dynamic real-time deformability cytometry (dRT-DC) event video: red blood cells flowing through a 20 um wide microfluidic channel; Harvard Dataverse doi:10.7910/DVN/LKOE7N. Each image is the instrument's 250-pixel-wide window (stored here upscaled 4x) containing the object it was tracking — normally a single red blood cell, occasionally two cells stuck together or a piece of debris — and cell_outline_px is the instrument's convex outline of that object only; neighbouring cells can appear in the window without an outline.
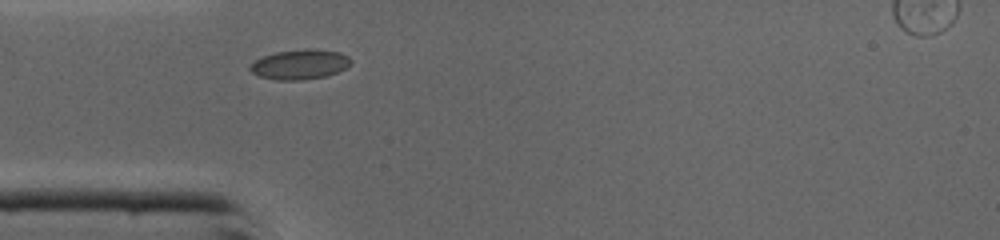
{"species": "common noctule bat (a hibernating species)", "species_latin": "Nyctalus noctula", "temperature_condition": "cold", "stored_images_in_passage": 25, "camera_frame_rate_fps": 3000, "um_per_image_px": 0.085, "animal": {"sex": "male", "body_mass_g": 19.0, "forearm_length_mm": 50.8}, "frame": {"image": 1, "passage_image": 1, "time_ms": 0.0, "image_size_px": [1000, 240], "cell_outline_px": [[352, 60], [344, 68], [336, 72], [324, 76], [300, 80], [276, 80], [260, 76], [252, 72], [248, 68], [256, 60], [264, 56], [276, 52], [316, 48], [340, 52], [348, 56]], "centroid_in_image_um": [25.49, 5.47], "position_along_channel_um": 59.5, "area_um2": 17.22}}
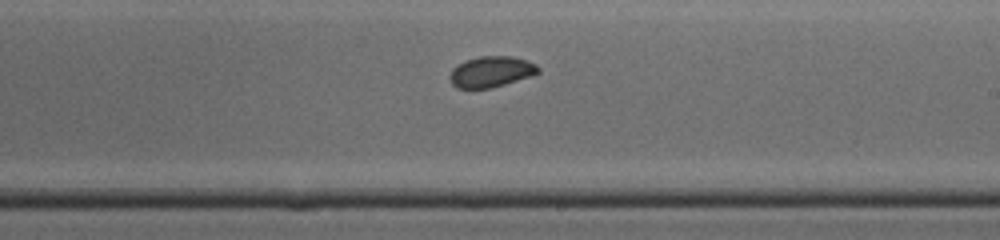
{"frame": {"image": 2, "passage_image": 14, "time_ms": 4.333, "image_size_px": [1000, 240], "cell_outline_px": [[540, 72], [504, 84], [488, 88], [456, 88], [452, 84], [452, 68], [456, 64], [464, 60], [480, 56], [512, 56], [528, 60], [536, 64], [540, 68]], "centroid_in_image_um": [41.75, 6.07], "position_along_channel_um": 247.2, "area_um2": 15.72}}
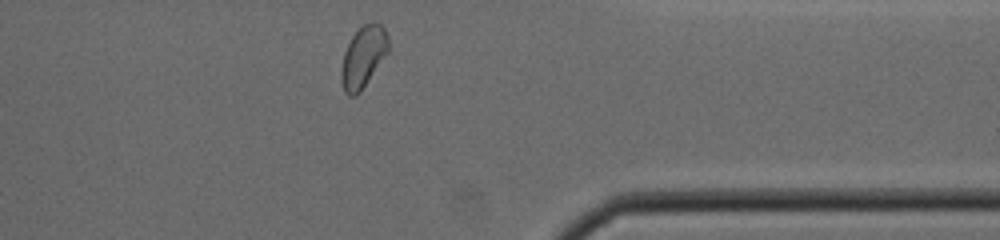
{"frame": {"image": 3, "passage_image": 24, "time_ms": 7.667, "image_size_px": [1000, 240], "cell_outline_px": [[388, 52], [360, 92], [356, 96], [348, 96], [344, 92], [340, 80], [340, 72], [344, 52], [352, 36], [364, 24], [380, 24], [384, 28], [388, 36]], "centroid_in_image_um": [30.85, 4.88], "position_along_channel_um": 380.6, "area_um2": 16.65}, "authors_computed_cell_mechanics": {"area_um2": 16.0684, "velocity_mm_per_s": 4.3737, "shape_relaxation_time_tau1_ms": 6.7264, "shape_relaxation_time_tau2_ms": 1.2288, "deformation_change_tau1": 0.1155, "deformation_change_tau2": 0.0283}}